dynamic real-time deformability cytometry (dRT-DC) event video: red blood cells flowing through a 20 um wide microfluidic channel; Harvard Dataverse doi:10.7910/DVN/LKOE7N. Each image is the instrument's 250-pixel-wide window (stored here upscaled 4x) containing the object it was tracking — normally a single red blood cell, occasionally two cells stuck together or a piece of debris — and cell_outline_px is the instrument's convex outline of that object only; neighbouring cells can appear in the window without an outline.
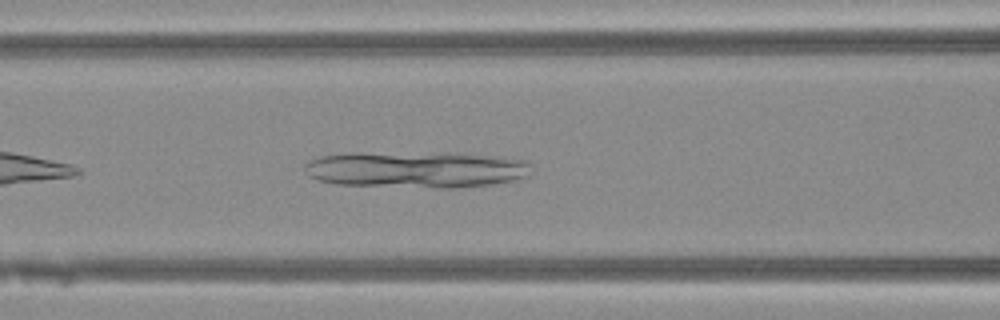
{"species": "Egyptian fruit bat (a non-hibernating species)", "species_latin": "Rousettus aegyptiacus", "temperature_condition": "warm", "stored_images_in_passage": 31, "camera_frame_rate_fps": 3000, "um_per_image_px": 0.085, "animal": {"sex": "female"}, "frame": {"image": 1, "passage_image": 8, "time_ms": 2.333, "image_size_px": [1000, 320], "cell_outline_px": [[532, 164], [524, 176], [512, 180], [492, 184], [460, 188], [440, 188], [336, 184], [316, 180], [308, 176], [304, 172], [304, 164], [308, 160], [320, 156], [352, 152], [448, 152], [496, 156], [528, 160]], "centroid_in_image_um": [35.31, 14.39], "position_along_channel_um": 131.3, "area_um2": 49.07}}
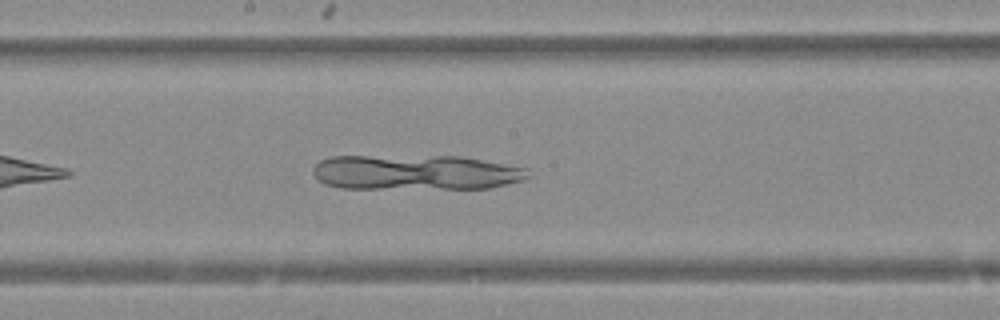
{"frame": {"image": 2, "passage_image": 14, "time_ms": 4.333, "image_size_px": [1000, 320], "cell_outline_px": [[528, 176], [520, 180], [488, 188], [340, 188], [324, 184], [316, 180], [312, 172], [312, 168], [320, 160], [332, 156], [460, 156], [528, 168]], "centroid_in_image_um": [35.24, 14.65], "position_along_channel_um": 213.0, "area_um2": 43.93}}
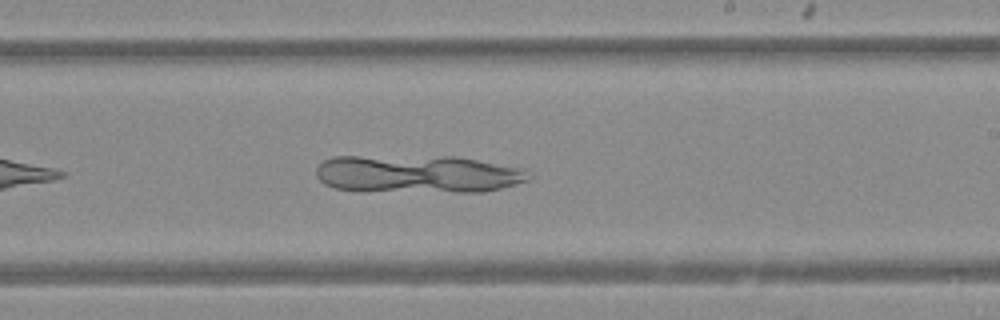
{"frame": {"image": 3, "passage_image": 17, "time_ms": 5.333, "image_size_px": [1000, 320], "cell_outline_px": [[532, 176], [528, 180], [516, 184], [484, 192], [456, 192], [336, 188], [324, 184], [316, 176], [316, 168], [324, 160], [332, 156], [456, 156], [520, 168]], "centroid_in_image_um": [35.51, 14.76], "position_along_channel_um": 253.5, "area_um2": 46.3}}